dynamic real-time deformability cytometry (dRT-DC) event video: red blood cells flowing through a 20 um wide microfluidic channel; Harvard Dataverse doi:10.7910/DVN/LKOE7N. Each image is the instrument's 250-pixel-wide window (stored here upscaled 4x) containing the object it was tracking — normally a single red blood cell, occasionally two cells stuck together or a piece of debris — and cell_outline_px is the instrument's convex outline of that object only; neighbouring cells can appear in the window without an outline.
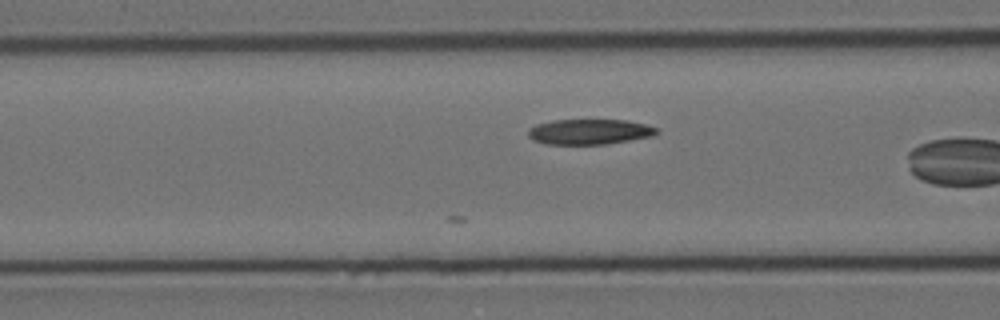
{"species": "Egyptian fruit bat (a non-hibernating species)", "species_latin": "Rousettus aegyptiacus", "temperature_condition": "cold", "stored_images_in_passage": 5, "camera_frame_rate_fps": 3000, "um_per_image_px": 0.085, "animal": {"sex": "female"}, "frame": {"image": 1, "passage_image": 5, "time_ms": 1.333, "image_size_px": [1000, 320], "cell_outline_px": [[660, 132], [652, 136], [608, 144], [544, 144], [532, 140], [528, 136], [528, 128], [536, 124], [552, 120], [624, 120], [644, 124], [656, 128]], "centroid_in_image_um": [50.06, 11.2], "position_along_channel_um": 116.5, "area_um2": 19.02}}